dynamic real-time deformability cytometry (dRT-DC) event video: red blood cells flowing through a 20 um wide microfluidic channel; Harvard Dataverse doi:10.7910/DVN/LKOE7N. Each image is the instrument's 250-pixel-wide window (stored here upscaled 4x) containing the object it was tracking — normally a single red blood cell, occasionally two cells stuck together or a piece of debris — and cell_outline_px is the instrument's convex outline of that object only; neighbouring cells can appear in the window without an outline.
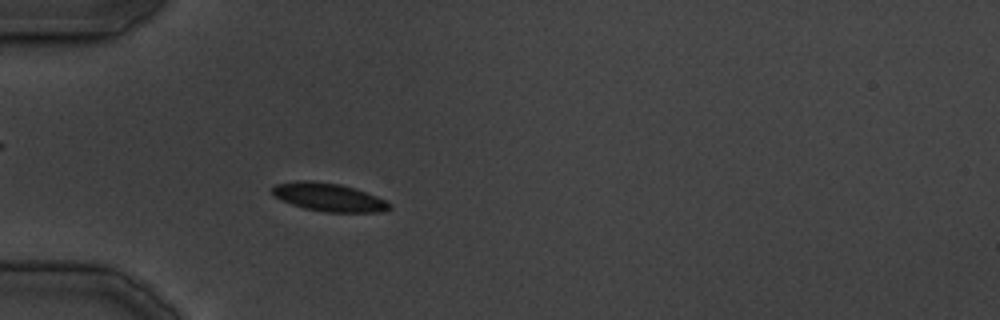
{"species": "common noctule bat (a hibernating species)", "species_latin": "Nyctalus noctula", "temperature_condition": "cold", "stored_images_in_passage": 12, "camera_frame_rate_fps": 3000, "um_per_image_px": 0.085, "animal": {"sex": "male", "body_mass_g": 19.5, "forearm_length_mm": 54.6}, "frame": {"image": 1, "passage_image": 9, "time_ms": 11.0, "image_size_px": [1000, 320], "cell_outline_px": [[392, 208], [376, 212], [328, 212], [304, 208], [292, 204], [276, 196], [272, 192], [272, 188], [276, 184], [300, 180], [312, 180], [340, 184], [376, 196], [392, 204]], "centroid_in_image_um": [27.95, 16.76], "position_along_channel_um": 57.1, "area_um2": 18.9}}